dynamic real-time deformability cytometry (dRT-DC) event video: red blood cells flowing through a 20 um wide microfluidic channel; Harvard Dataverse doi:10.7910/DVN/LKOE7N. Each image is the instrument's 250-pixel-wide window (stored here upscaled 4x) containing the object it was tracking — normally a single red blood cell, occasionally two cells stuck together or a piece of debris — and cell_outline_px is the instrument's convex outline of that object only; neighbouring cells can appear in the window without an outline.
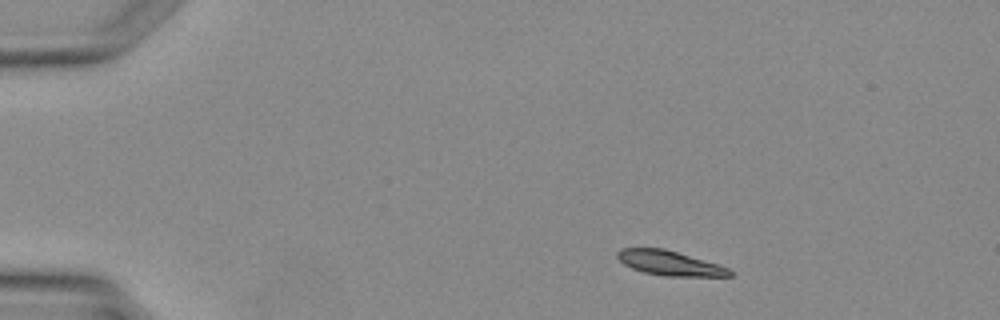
{"species": "Egyptian fruit bat (a non-hibernating species)", "species_latin": "Rousettus aegyptiacus", "temperature_condition": "warm", "stored_images_in_passage": 3, "camera_frame_rate_fps": 3000, "um_per_image_px": 0.085, "animal": {"sex": "female"}, "frame": {"image": 1, "passage_image": 1, "time_ms": 0.0, "image_size_px": [1000, 320], "cell_outline_px": [[732, 276], [668, 276], [644, 272], [632, 268], [624, 264], [616, 256], [616, 252], [620, 248], [664, 248], [720, 264], [728, 268], [732, 272]], "centroid_in_image_um": [56.92, 22.35], "position_along_channel_um": 28.1, "area_um2": 16.13}}
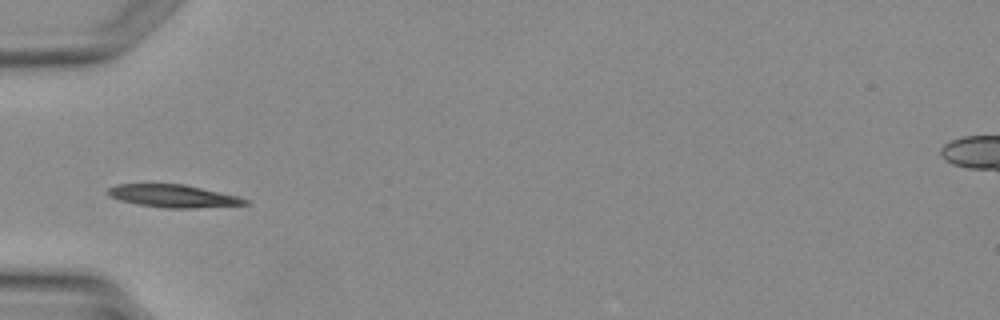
{"frame": {"image": 2, "passage_image": 3, "time_ms": 2.333, "image_size_px": [1000, 320], "cell_outline_px": [[248, 204], [192, 208], [164, 208], [136, 204], [120, 200], [108, 196], [108, 188], [116, 184], [184, 184], [240, 196], [248, 200]], "centroid_in_image_um": [14.72, 16.66], "position_along_channel_um": 70.3, "area_um2": 18.15}}